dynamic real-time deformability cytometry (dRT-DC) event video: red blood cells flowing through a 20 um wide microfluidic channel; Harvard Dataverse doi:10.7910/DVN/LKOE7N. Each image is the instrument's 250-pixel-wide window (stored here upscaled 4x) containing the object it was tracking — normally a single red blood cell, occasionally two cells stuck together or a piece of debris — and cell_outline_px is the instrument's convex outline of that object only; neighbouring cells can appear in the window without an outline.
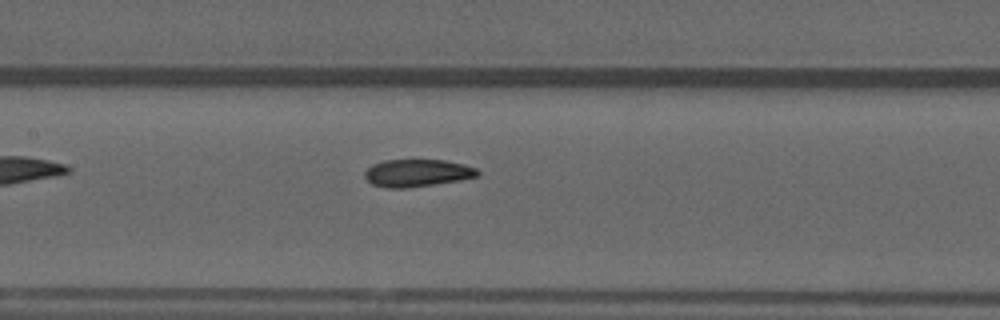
{"species": "common noctule bat (a hibernating species)", "species_latin": "Nyctalus noctula", "temperature_condition": "warm", "stored_images_in_passage": 34, "camera_frame_rate_fps": 3000, "um_per_image_px": 0.085, "animal": {"sex": "male", "forearm_length_mm": 52.5}, "frame": {"image": 1, "passage_image": 10, "time_ms": 3.0, "image_size_px": [1000, 320], "cell_outline_px": [[480, 176], [460, 180], [404, 188], [388, 188], [372, 184], [364, 176], [364, 172], [372, 164], [384, 160], [444, 160], [464, 164], [476, 168], [480, 172]], "centroid_in_image_um": [35.47, 14.7], "position_along_channel_um": 171.9, "area_um2": 17.98}, "authors_computed_cell_mechanics": {"area_um2": 18.3804, "velocity_mm_per_s": 3.912, "shape_relaxation_time_tau1_ms": 4.2617, "shape_relaxation_time_tau2_ms": 2.1718, "deformation_change_tau1": 0.1375, "deformation_change_tau2": 0.0717}}